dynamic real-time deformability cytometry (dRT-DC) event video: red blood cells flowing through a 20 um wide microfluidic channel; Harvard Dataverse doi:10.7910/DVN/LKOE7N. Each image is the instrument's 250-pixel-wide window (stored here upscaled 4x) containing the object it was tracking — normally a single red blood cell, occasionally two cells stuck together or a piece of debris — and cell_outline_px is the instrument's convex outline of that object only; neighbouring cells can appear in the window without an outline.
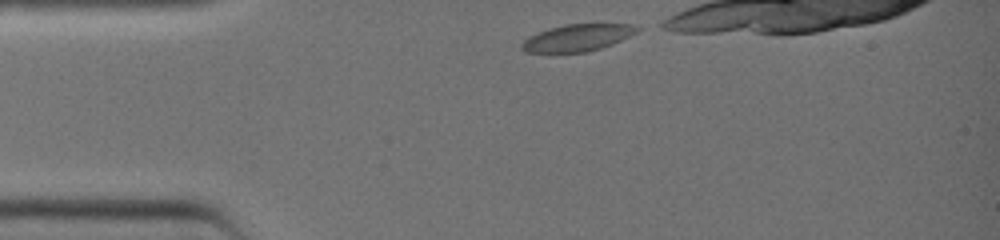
{"species": "common noctule bat (a hibernating species)", "species_latin": "Nyctalus noctula", "temperature_condition": "warm", "stored_images_in_passage": 10, "camera_frame_rate_fps": 3000, "um_per_image_px": 0.085, "animal": {"sex": "female", "body_mass_g": 19.0, "forearm_length_mm": 51.5}, "frame": {"image": 1, "passage_image": 1, "time_ms": 0.0, "image_size_px": [1000, 240], "cell_outline_px": [[644, 28], [640, 32], [612, 44], [588, 52], [548, 56], [524, 52], [520, 48], [520, 44], [528, 36], [548, 28], [564, 24], [636, 24]], "centroid_in_image_um": [49.03, 3.26], "position_along_channel_um": 36.0, "area_um2": 19.36}}
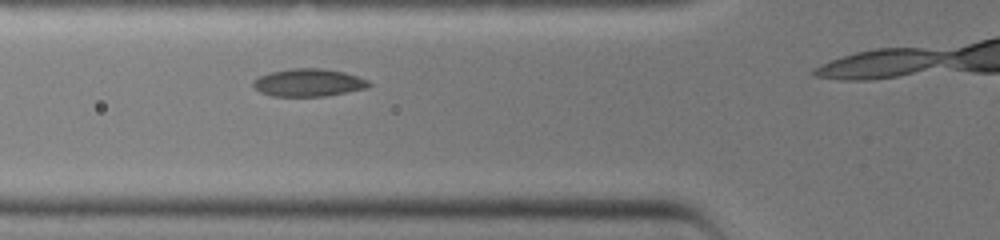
{"frame": {"image": 2, "passage_image": 7, "time_ms": 2.0, "image_size_px": [1000, 240], "cell_outline_px": [[372, 84], [368, 88], [348, 92], [324, 96], [272, 96], [260, 92], [252, 88], [252, 80], [268, 72], [292, 68], [328, 68], [344, 72], [368, 80]], "centroid_in_image_um": [26.2, 7.02], "position_along_channel_um": 99.6, "area_um2": 18.96}}
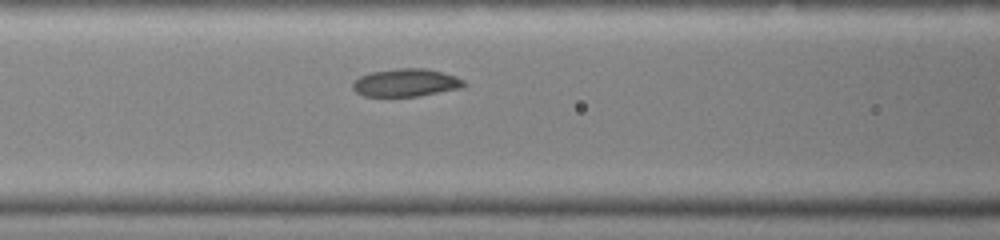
{"frame": {"image": 3, "passage_image": 9, "time_ms": 2.667, "image_size_px": [1000, 240], "cell_outline_px": [[464, 88], [420, 96], [364, 96], [356, 92], [352, 88], [352, 84], [360, 76], [372, 72], [396, 68], [424, 68], [444, 72], [456, 76], [464, 80]], "centroid_in_image_um": [34.54, 7.03], "position_along_channel_um": 132.1, "area_um2": 18.15}}